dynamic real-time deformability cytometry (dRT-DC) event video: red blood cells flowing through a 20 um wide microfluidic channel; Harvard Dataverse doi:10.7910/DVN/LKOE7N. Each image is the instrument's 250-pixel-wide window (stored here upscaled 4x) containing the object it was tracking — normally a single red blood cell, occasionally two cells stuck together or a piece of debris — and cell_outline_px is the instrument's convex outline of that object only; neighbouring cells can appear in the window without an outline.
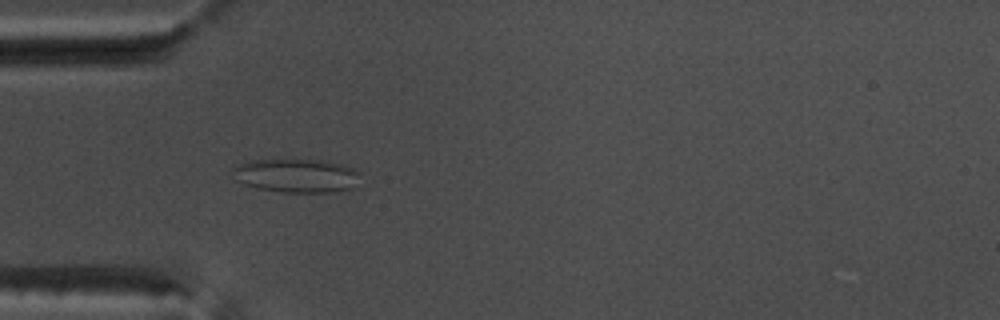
{"species": "common noctule bat (a hibernating species)", "species_latin": "Nyctalus noctula", "temperature_condition": "warm", "stored_images_in_passage": 38, "camera_frame_rate_fps": 3000, "um_per_image_px": 0.085, "animal": {"sex": "male", "body_mass_g": 17.5, "forearm_length_mm": 52.3}, "frame": {"image": 1, "passage_image": 1, "time_ms": 0.0, "image_size_px": [1000, 320], "cell_outline_px": [[360, 172], [352, 188], [332, 192], [284, 192], [260, 188], [244, 184], [236, 180], [232, 168], [240, 164], [252, 160], [320, 160], [340, 164], [352, 168]], "centroid_in_image_um": [25.19, 14.93], "position_along_channel_um": 59.8, "area_um2": 24.57}}
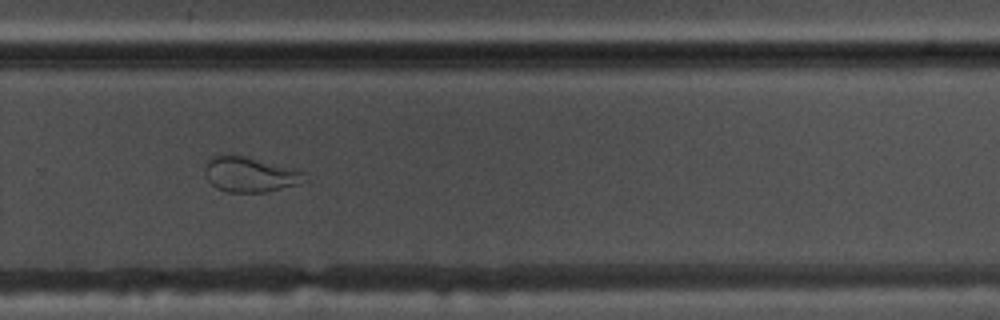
{"frame": {"image": 2, "passage_image": 21, "time_ms": 6.667, "image_size_px": [1000, 320], "cell_outline_px": [[308, 180], [296, 184], [264, 192], [228, 192], [216, 188], [208, 180], [204, 172], [204, 168], [208, 160], [212, 156], [224, 152], [232, 152], [304, 172]], "centroid_in_image_um": [21.16, 14.79], "position_along_channel_um": 308.6, "area_um2": 20.58}}
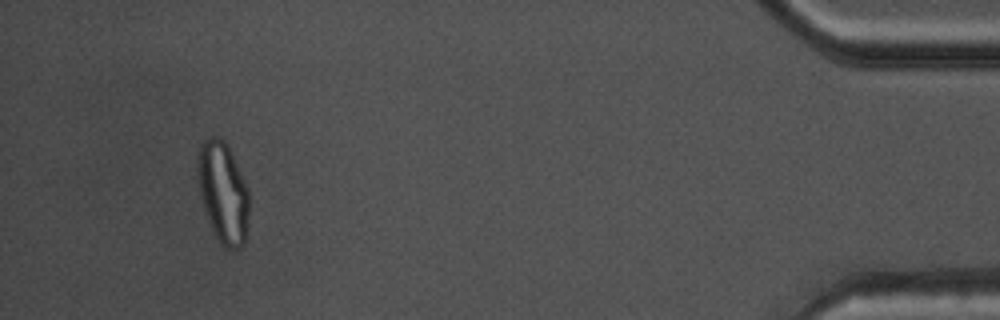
{"frame": {"image": 3, "passage_image": 35, "time_ms": 11.333, "image_size_px": [1000, 320], "cell_outline_px": [[248, 216], [244, 244], [240, 248], [228, 248], [220, 244], [208, 220], [204, 208], [200, 192], [196, 168], [200, 144], [204, 140], [212, 136], [220, 136], [228, 144], [248, 192]], "centroid_in_image_um": [18.94, 16.33], "position_along_channel_um": 416.3, "area_um2": 29.94}}